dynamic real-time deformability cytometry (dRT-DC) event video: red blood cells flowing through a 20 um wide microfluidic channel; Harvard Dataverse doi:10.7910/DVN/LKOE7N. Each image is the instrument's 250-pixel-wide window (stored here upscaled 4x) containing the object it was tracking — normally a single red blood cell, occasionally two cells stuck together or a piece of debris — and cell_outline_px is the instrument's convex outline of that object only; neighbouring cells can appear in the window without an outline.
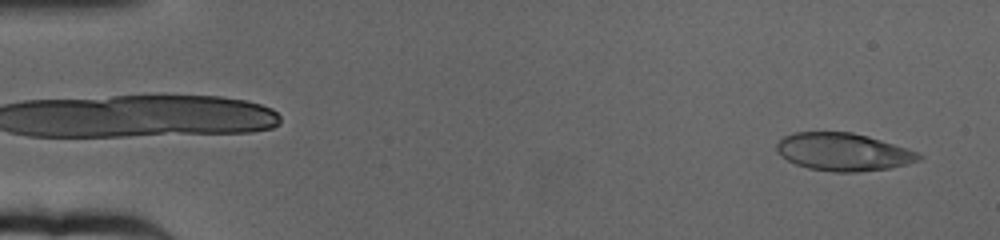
{"species": "human", "species_latin": "Homo sapiens", "temperature_condition": "cold", "stored_images_in_passage": 63, "camera_frame_rate_fps": 3000, "um_per_image_px": 0.085, "donor": {"sex": "female"}, "frame": {"image": 1, "passage_image": 3, "time_ms": 0.667, "image_size_px": [1000, 240], "cell_outline_px": [[924, 156], [920, 160], [888, 168], [860, 172], [832, 172], [808, 168], [796, 164], [780, 156], [776, 152], [776, 144], [784, 136], [792, 132], [852, 132], [868, 136], [916, 152]], "centroid_in_image_um": [71.61, 12.91], "position_along_channel_um": 13.4, "area_um2": 31.1}}
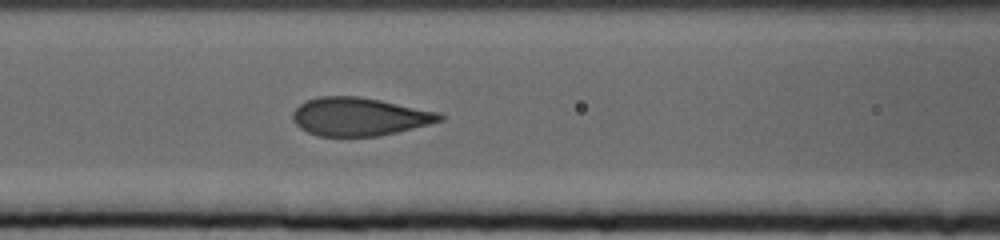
{"frame": {"image": 2, "passage_image": 27, "time_ms": 8.667, "image_size_px": [1000, 240], "cell_outline_px": [[444, 120], [380, 136], [320, 136], [308, 132], [300, 128], [292, 120], [292, 112], [300, 104], [308, 100], [320, 96], [356, 96], [380, 100], [440, 112], [444, 116]], "centroid_in_image_um": [30.54, 9.91], "position_along_channel_um": 136.1, "area_um2": 32.6}}
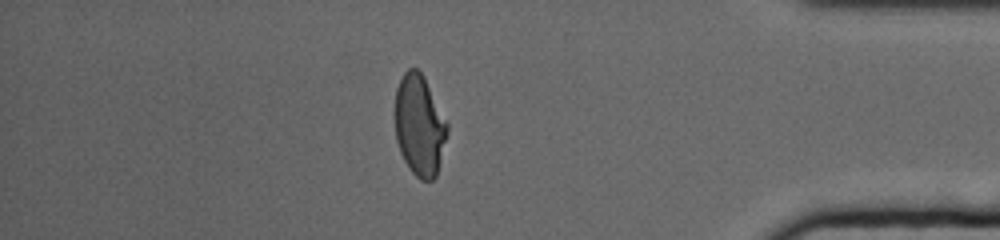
{"frame": {"image": 3, "passage_image": 55, "time_ms": 18.0, "image_size_px": [1000, 240], "cell_outline_px": [[448, 132], [436, 176], [432, 180], [420, 180], [408, 168], [400, 152], [396, 140], [392, 116], [396, 88], [404, 72], [408, 68], [416, 68], [424, 76], [448, 124]], "centroid_in_image_um": [35.61, 10.64], "position_along_channel_um": 399.6, "area_um2": 31.33}, "authors_computed_cell_mechanics": {"area_um2": 32.4258, "velocity_mm_per_s": 3.1606, "shape_relaxation_time_tau1_ms": 6.1978, "shape_relaxation_time_tau2_ms": null, "deformation_change_tau1": 0.1618, "deformation_change_tau2": null}}